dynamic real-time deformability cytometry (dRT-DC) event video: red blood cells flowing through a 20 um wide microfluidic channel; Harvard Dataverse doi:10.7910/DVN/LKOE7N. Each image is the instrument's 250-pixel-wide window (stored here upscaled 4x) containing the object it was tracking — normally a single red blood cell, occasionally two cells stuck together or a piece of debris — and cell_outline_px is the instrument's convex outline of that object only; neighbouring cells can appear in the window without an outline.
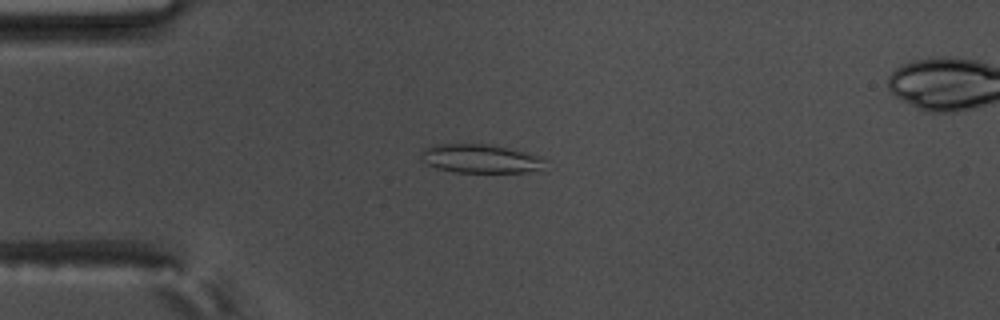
{"species": "common noctule bat (a hibernating species)", "species_latin": "Nyctalus noctula", "temperature_condition": "warm", "stored_images_in_passage": 56, "camera_frame_rate_fps": 3000, "um_per_image_px": 0.085, "animal": {"sex": "male", "body_mass_g": 17.5, "forearm_length_mm": 52.3}, "frame": {"image": 1, "passage_image": 15, "time_ms": 4.667, "image_size_px": [1000, 320], "cell_outline_px": [[544, 160], [540, 168], [524, 172], [456, 172], [436, 168], [428, 164], [424, 160], [420, 152], [424, 148], [432, 144], [484, 144], [508, 148], [540, 156]], "centroid_in_image_um": [40.76, 13.47], "position_along_channel_um": 44.2, "area_um2": 20.35}}
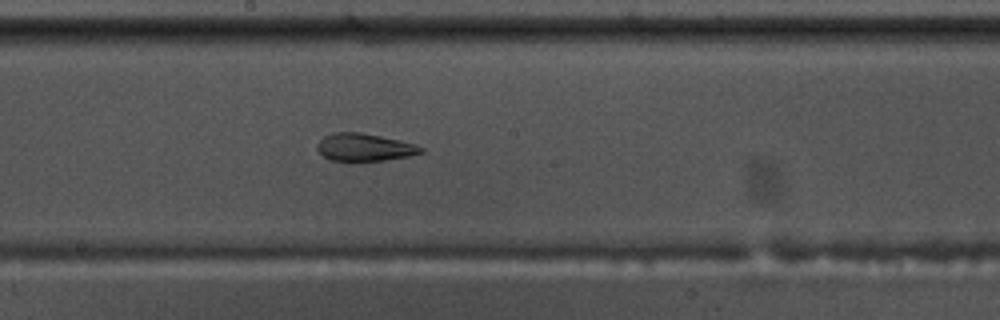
{"frame": {"image": 2, "passage_image": 31, "time_ms": 10.0, "image_size_px": [1000, 320], "cell_outline_px": [[424, 152], [408, 156], [384, 160], [352, 164], [328, 160], [316, 148], [316, 144], [324, 136], [336, 132], [360, 132], [400, 140], [416, 144], [424, 148]], "centroid_in_image_um": [30.94, 12.56], "position_along_channel_um": 217.3, "area_um2": 17.34}}
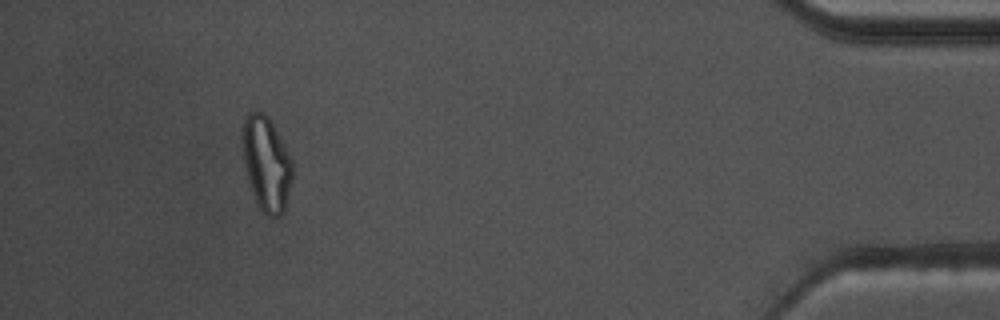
{"frame": {"image": 3, "passage_image": 52, "time_ms": 17.0, "image_size_px": [1000, 320], "cell_outline_px": [[292, 180], [284, 208], [280, 216], [268, 216], [260, 208], [256, 200], [244, 164], [244, 120], [252, 112], [260, 112], [268, 116], [292, 160]], "centroid_in_image_um": [22.68, 13.93], "position_along_channel_um": 412.5, "area_um2": 26.3}, "authors_computed_cell_mechanics": {"area_um2": 22.253, "velocity_mm_per_s": 3.6595, "shape_relaxation_time_tau1_ms": null, "shape_relaxation_time_tau2_ms": 1.1736, "deformation_change_tau1": null, "deformation_change_tau2": 0.0776}}